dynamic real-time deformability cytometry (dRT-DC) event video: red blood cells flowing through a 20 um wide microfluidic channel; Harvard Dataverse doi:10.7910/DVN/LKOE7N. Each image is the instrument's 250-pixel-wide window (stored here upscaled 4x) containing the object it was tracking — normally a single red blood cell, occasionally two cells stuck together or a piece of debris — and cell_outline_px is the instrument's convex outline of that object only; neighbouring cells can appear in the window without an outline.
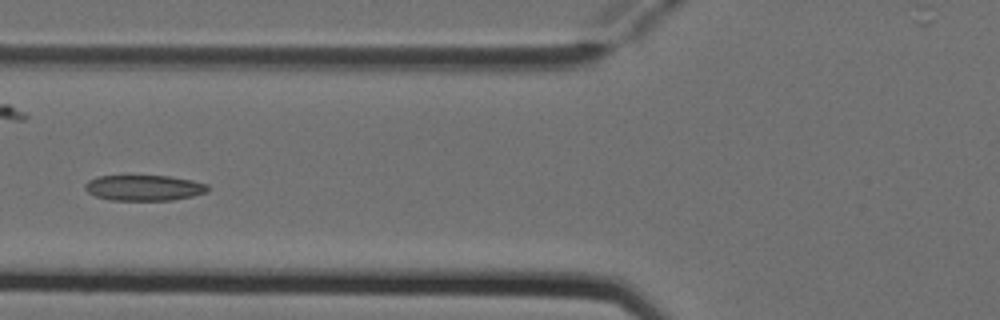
{"species": "Egyptian fruit bat (a non-hibernating species)", "species_latin": "Rousettus aegyptiacus", "temperature_condition": "cold", "stored_images_in_passage": 6, "camera_frame_rate_fps": 3000, "um_per_image_px": 0.085, "animal": {"sex": "female"}, "frame": {"image": 1, "passage_image": 6, "time_ms": 1.667, "image_size_px": [1000, 320], "cell_outline_px": [[208, 192], [192, 196], [172, 200], [112, 200], [96, 196], [88, 192], [84, 188], [84, 184], [88, 180], [96, 176], [168, 176], [192, 180], [208, 184]], "centroid_in_image_um": [12.24, 15.96], "position_along_channel_um": 113.6, "area_um2": 18.32}}